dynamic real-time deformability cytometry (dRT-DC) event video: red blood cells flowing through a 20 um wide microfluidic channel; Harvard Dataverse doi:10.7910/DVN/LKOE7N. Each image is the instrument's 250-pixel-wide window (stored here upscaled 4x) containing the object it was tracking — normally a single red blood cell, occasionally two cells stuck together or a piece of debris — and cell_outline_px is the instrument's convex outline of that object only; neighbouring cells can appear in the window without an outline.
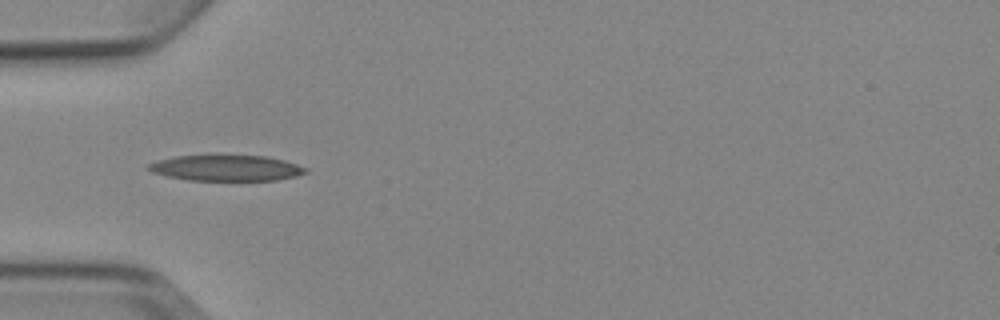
{"species": "Egyptian fruit bat (a non-hibernating species)", "species_latin": "Rousettus aegyptiacus", "temperature_condition": "cold", "stored_images_in_passage": 7, "camera_frame_rate_fps": 3000, "um_per_image_px": 0.085, "animal": {"sex": "female"}, "frame": {"image": 1, "passage_image": 5, "time_ms": 5.333, "image_size_px": [1000, 320], "cell_outline_px": [[308, 172], [296, 176], [276, 180], [188, 180], [168, 176], [152, 172], [148, 168], [148, 164], [156, 160], [176, 156], [264, 156], [284, 160], [308, 168]], "centroid_in_image_um": [19.25, 14.28], "position_along_channel_um": 65.8, "area_um2": 23.35}}
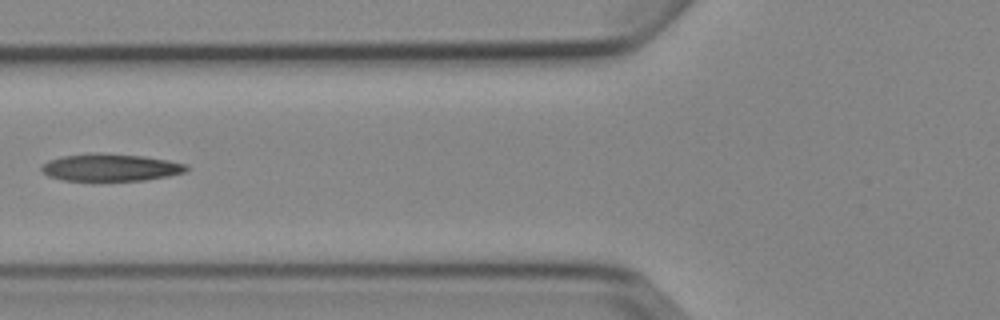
{"frame": {"image": 2, "passage_image": 6, "time_ms": 6.667, "image_size_px": [1000, 320], "cell_outline_px": [[188, 168], [184, 172], [168, 176], [144, 180], [64, 180], [48, 176], [40, 172], [40, 164], [48, 160], [60, 156], [92, 152], [104, 152], [144, 156], [168, 160], [188, 164]], "centroid_in_image_um": [9.33, 14.21], "position_along_channel_um": 116.5, "area_um2": 23.41}}
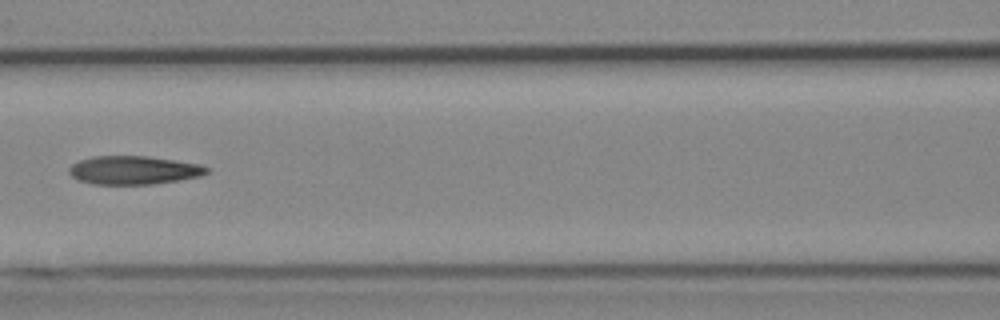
{"frame": {"image": 3, "passage_image": 7, "time_ms": 7.667, "image_size_px": [1000, 320], "cell_outline_px": [[208, 172], [200, 176], [180, 180], [152, 184], [92, 184], [80, 180], [72, 176], [68, 172], [68, 168], [72, 164], [80, 160], [92, 156], [148, 156], [200, 164], [208, 168]], "centroid_in_image_um": [11.35, 14.46], "position_along_channel_um": 155.2, "area_um2": 22.77}}